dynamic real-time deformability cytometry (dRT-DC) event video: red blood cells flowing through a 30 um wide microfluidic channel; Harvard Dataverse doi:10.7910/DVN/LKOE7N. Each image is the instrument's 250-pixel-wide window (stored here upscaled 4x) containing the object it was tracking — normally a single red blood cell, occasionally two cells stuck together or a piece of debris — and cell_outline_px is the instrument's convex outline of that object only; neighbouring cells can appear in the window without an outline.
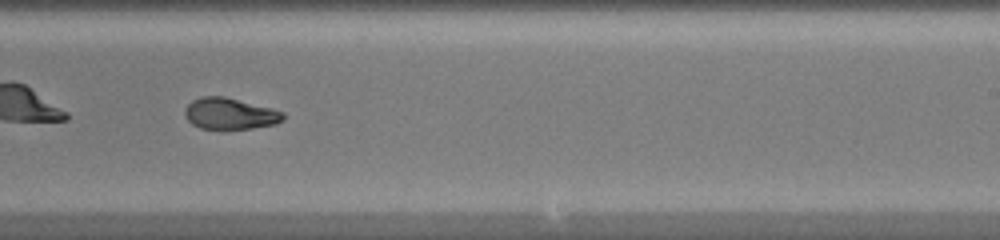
{"species": "common noctule bat (a hibernating species)", "species_latin": "Nyctalus noctula", "temperature_condition": "warm", "stored_images_in_passage": 31, "camera_frame_rate_fps": 3000, "um_per_image_px": 0.085, "animal": {"sex": "female", "body_mass_g": 20.0, "forearm_length_mm": 54.0}, "frame": {"image": 1, "passage_image": 14, "time_ms": 4.333, "image_size_px": [1000, 240], "cell_outline_px": [[284, 120], [276, 124], [252, 128], [200, 128], [192, 124], [184, 116], [184, 108], [192, 100], [200, 96], [224, 96], [272, 108], [284, 112]], "centroid_in_image_um": [19.53, 9.64], "position_along_channel_um": 269.5, "area_um2": 17.98}}